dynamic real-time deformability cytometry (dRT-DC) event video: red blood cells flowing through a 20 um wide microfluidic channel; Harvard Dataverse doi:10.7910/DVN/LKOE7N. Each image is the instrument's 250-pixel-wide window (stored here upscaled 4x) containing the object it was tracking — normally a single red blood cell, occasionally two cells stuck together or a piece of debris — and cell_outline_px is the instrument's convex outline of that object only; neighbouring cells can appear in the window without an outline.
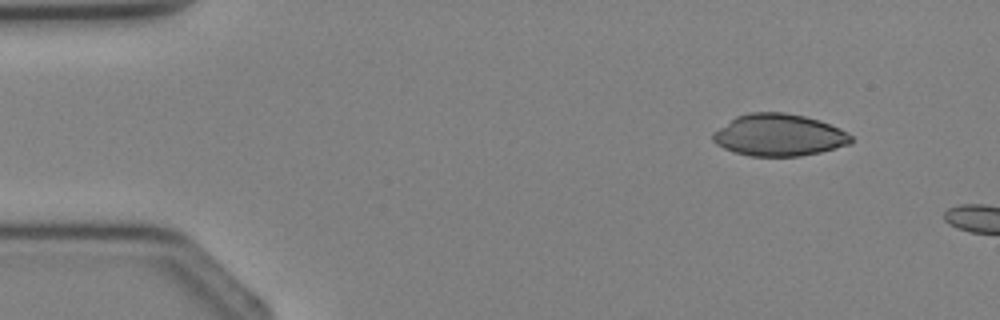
{"species": "Egyptian fruit bat (a non-hibernating species)", "species_latin": "Rousettus aegyptiacus", "temperature_condition": "cold", "stored_images_in_passage": 2, "camera_frame_rate_fps": 3000, "um_per_image_px": 0.085, "animal": {"sex": "female"}, "frame": {"image": 1, "passage_image": 1, "time_ms": 0.0, "image_size_px": [1000, 320], "cell_outline_px": [[852, 144], [820, 152], [800, 156], [748, 156], [732, 152], [716, 144], [712, 140], [712, 132], [736, 116], [748, 112], [784, 112], [804, 116], [820, 120], [840, 128], [848, 132], [852, 136]], "centroid_in_image_um": [66.2, 11.48], "position_along_channel_um": 18.8, "area_um2": 34.16}}